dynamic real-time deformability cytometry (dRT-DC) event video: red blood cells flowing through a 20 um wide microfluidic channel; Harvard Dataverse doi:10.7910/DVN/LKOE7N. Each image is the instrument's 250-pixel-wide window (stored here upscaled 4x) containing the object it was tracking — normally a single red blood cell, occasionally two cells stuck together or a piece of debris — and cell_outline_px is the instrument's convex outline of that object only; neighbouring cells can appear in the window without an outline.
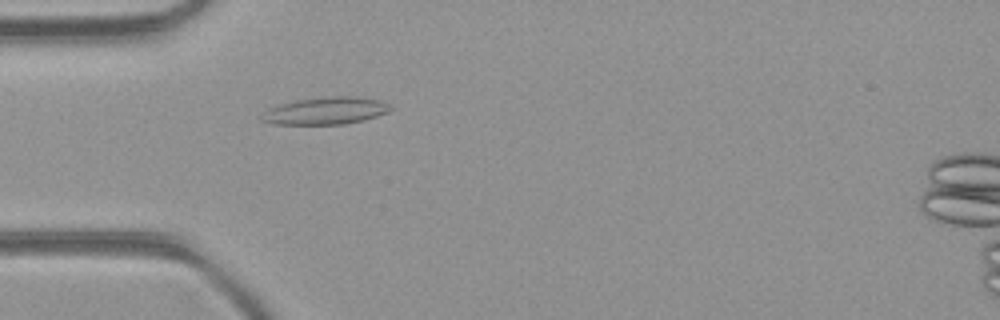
{"species": "common noctule bat (a hibernating species)", "species_latin": "Nyctalus noctula", "temperature_condition": "room temperature", "stored_images_in_passage": 3, "camera_frame_rate_fps": 3000, "um_per_image_px": 0.085, "animal": {"sex": "female", "body_mass_g": 21.9}, "frame": {"image": 1, "passage_image": 3, "time_ms": 0.667, "image_size_px": [1000, 320], "cell_outline_px": [[392, 108], [388, 112], [364, 120], [344, 124], [272, 124], [260, 120], [260, 116], [268, 108], [280, 104], [296, 100], [332, 96], [356, 96], [380, 100], [388, 104]], "centroid_in_image_um": [27.66, 9.42], "position_along_channel_um": 57.3, "area_um2": 20.46}}